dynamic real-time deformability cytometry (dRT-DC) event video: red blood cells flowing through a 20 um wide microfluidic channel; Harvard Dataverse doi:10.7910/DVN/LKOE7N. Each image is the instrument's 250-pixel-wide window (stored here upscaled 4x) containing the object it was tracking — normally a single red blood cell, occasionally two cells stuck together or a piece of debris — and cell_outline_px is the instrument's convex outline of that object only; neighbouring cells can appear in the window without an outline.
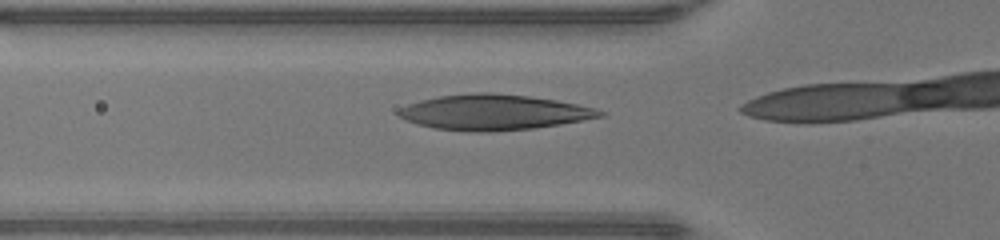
{"species": "human", "species_latin": "Homo sapiens", "temperature_condition": "warm", "stored_images_in_passage": 7, "camera_frame_rate_fps": 3000, "um_per_image_px": 0.085, "donor": {"sex": "male"}, "frame": {"image": 1, "passage_image": 5, "time_ms": 1.333, "image_size_px": [1000, 240], "cell_outline_px": [[608, 112], [604, 116], [560, 124], [532, 128], [488, 132], [476, 132], [436, 128], [420, 124], [408, 120], [400, 116], [396, 112], [400, 108], [408, 104], [420, 100], [440, 96], [476, 92], [492, 92], [528, 96], [556, 100], [596, 108]], "centroid_in_image_um": [42.01, 9.53], "position_along_channel_um": 83.8, "area_um2": 41.27}}